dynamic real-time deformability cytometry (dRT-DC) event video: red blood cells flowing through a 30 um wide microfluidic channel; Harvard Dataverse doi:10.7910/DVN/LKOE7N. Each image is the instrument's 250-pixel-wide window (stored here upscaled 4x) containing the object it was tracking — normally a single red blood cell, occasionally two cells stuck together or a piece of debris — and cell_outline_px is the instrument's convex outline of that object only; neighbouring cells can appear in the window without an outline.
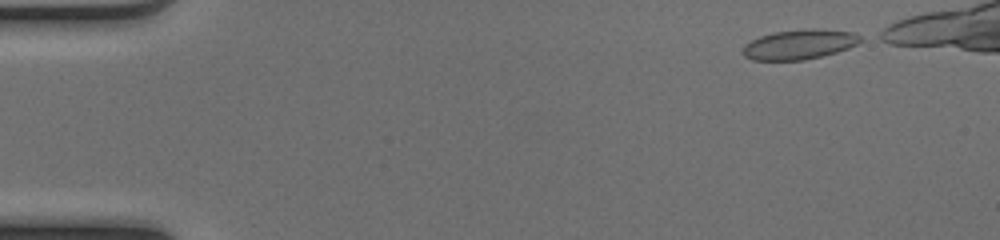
{"species": "common noctule bat (a hibernating species)", "species_latin": "Nyctalus noctula", "temperature_condition": "cold", "stored_images_in_passage": 41, "camera_frame_rate_fps": 3000, "um_per_image_px": 0.085, "animal": {"sex": "female", "body_mass_g": 17.0, "forearm_length_mm": 48.0}, "frame": {"image": 1, "passage_image": 1, "time_ms": 0.0, "image_size_px": [1000, 240], "cell_outline_px": [[864, 40], [848, 48], [836, 52], [804, 60], [752, 60], [744, 56], [740, 52], [744, 44], [760, 36], [772, 32], [812, 28], [816, 28], [852, 32], [860, 36]], "centroid_in_image_um": [67.91, 3.77], "position_along_channel_um": 17.1, "area_um2": 20.52}}
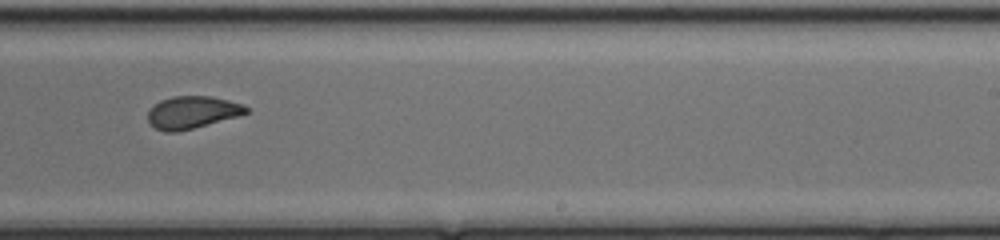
{"frame": {"image": 2, "passage_image": 28, "time_ms": 9.0, "image_size_px": [1000, 240], "cell_outline_px": [[248, 112], [236, 116], [192, 128], [176, 132], [164, 132], [156, 128], [148, 120], [148, 112], [160, 100], [172, 96], [212, 96], [244, 104], [248, 108]], "centroid_in_image_um": [16.33, 9.53], "position_along_channel_um": 272.7, "area_um2": 18.21}}
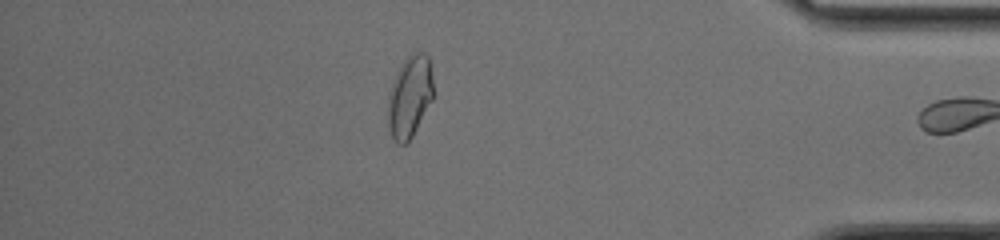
{"frame": {"image": 3, "passage_image": 40, "time_ms": 13.0, "image_size_px": [1000, 240], "cell_outline_px": [[432, 100], [408, 144], [396, 144], [392, 136], [388, 124], [388, 100], [392, 84], [396, 72], [408, 56], [412, 52], [424, 52], [428, 56], [432, 68]], "centroid_in_image_um": [34.83, 8.22], "position_along_channel_um": 400.4, "area_um2": 21.56}, "authors_computed_cell_mechanics": {"area_um2": 19.5364, "velocity_mm_per_s": 4.1055, "shape_relaxation_time_tau1_ms": null, "shape_relaxation_time_tau2_ms": 1.3599, "deformation_change_tau1": null, "deformation_change_tau2": 0.0521}}